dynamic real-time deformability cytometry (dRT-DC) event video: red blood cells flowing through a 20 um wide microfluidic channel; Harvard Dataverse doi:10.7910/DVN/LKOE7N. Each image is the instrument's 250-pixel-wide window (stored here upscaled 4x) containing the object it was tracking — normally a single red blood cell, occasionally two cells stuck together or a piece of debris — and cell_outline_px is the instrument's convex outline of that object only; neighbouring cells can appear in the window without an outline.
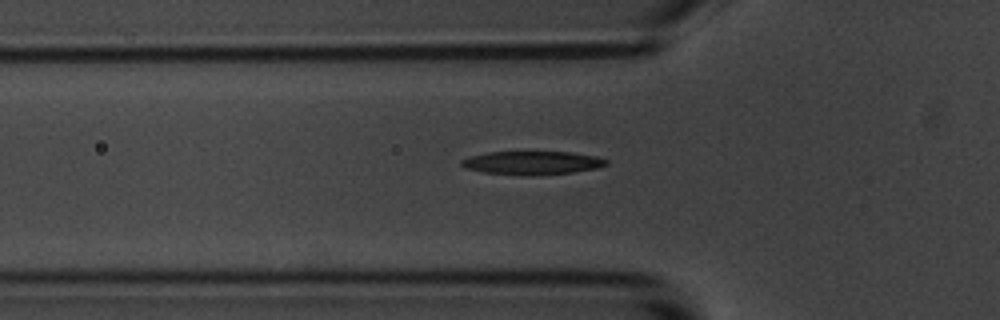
{"species": "common noctule bat (a hibernating species)", "species_latin": "Nyctalus noctula", "temperature_condition": "room temperature", "stored_images_in_passage": 8, "camera_frame_rate_fps": 3000, "um_per_image_px": 0.085, "animal": {"sex": "male", "body_mass_g": 20.1, "forearm_length_mm": 53.5}, "frame": {"image": 1, "passage_image": 8, "time_ms": 9.0, "image_size_px": [1000, 320], "cell_outline_px": [[608, 164], [596, 168], [572, 172], [484, 172], [468, 168], [460, 164], [460, 160], [472, 156], [488, 152], [572, 152], [596, 156], [608, 160]], "centroid_in_image_um": [45.29, 13.78], "position_along_channel_um": 80.5, "area_um2": 18.32}}